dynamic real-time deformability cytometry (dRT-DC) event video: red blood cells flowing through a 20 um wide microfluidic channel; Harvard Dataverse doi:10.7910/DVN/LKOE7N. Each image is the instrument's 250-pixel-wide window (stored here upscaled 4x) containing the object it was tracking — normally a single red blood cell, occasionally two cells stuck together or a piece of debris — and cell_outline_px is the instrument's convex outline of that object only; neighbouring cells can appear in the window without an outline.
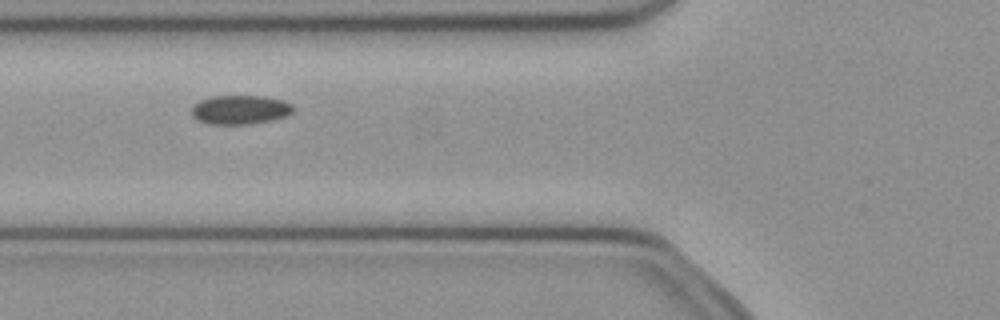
{"species": "common noctule bat (a hibernating species)", "species_latin": "Nyctalus noctula", "temperature_condition": "cold", "stored_images_in_passage": 38, "camera_frame_rate_fps": 3000, "um_per_image_px": 0.085, "animal": {"sex": "female", "body_mass_g": 21.9}, "frame": {"image": 1, "passage_image": 6, "time_ms": 1.667, "image_size_px": [1000, 320], "cell_outline_px": [[292, 112], [284, 116], [272, 120], [248, 124], [208, 124], [192, 116], [192, 104], [200, 100], [212, 96], [264, 96], [284, 100], [292, 104]], "centroid_in_image_um": [20.39, 9.32], "position_along_channel_um": 105.4, "area_um2": 17.17}}
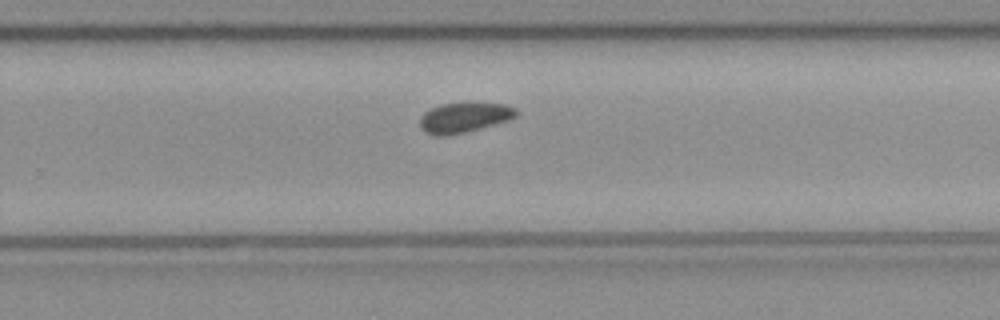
{"frame": {"image": 2, "passage_image": 20, "time_ms": 6.333, "image_size_px": [1000, 320], "cell_outline_px": [[520, 112], [516, 116], [508, 120], [468, 132], [448, 136], [432, 136], [424, 132], [420, 128], [420, 116], [424, 112], [440, 104], [460, 100], [468, 100], [504, 104], [516, 108]], "centroid_in_image_um": [39.45, 9.95], "position_along_channel_um": 290.4, "area_um2": 17.92}}
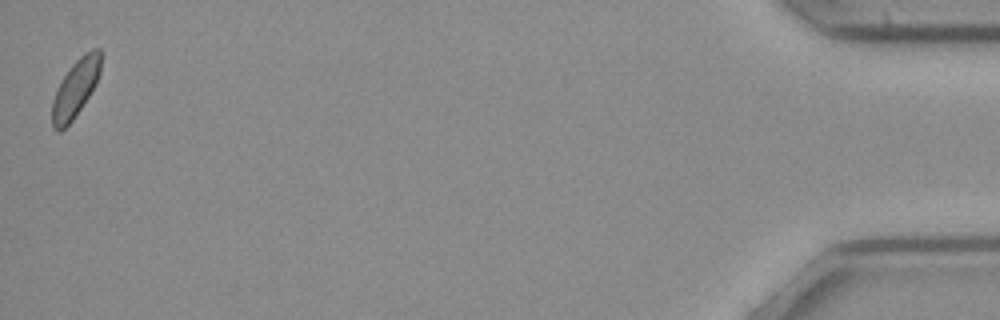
{"frame": {"image": 3, "passage_image": 38, "time_ms": 12.333, "image_size_px": [1000, 320], "cell_outline_px": [[100, 72], [96, 84], [72, 120], [60, 132], [56, 132], [52, 128], [52, 100], [56, 88], [60, 80], [72, 64], [84, 52], [92, 48], [100, 48]], "centroid_in_image_um": [6.38, 7.5], "position_along_channel_um": 428.8, "area_um2": 16.36}, "authors_computed_cell_mechanics": {"area_um2": 17.1666, "velocity_mm_per_s": 3.9587, "shape_relaxation_time_tau1_ms": null, "shape_relaxation_time_tau2_ms": 11.1613, "deformation_change_tau1": null, "deformation_change_tau2": 0.1336}}